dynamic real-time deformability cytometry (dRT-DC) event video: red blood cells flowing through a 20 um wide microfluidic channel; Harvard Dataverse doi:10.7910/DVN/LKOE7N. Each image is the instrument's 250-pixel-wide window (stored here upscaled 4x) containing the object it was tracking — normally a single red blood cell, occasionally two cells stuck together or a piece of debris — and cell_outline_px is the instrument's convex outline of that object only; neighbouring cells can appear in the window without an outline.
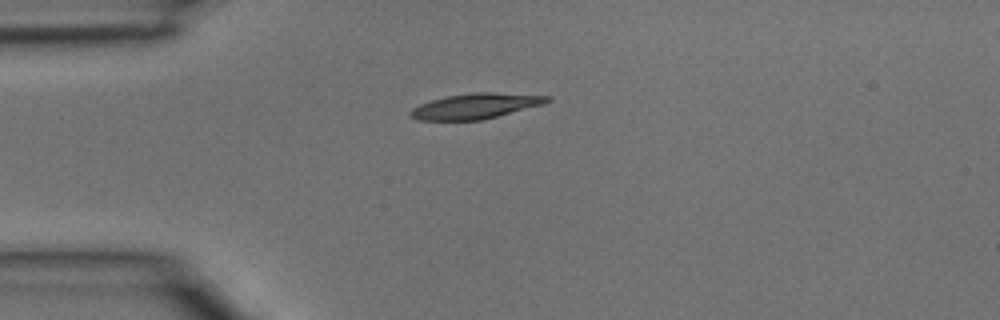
{"species": "common noctule bat (a hibernating species)", "species_latin": "Nyctalus noctula", "temperature_condition": "room temperature", "stored_images_in_passage": 1, "camera_frame_rate_fps": 3000, "um_per_image_px": 0.085, "animal": {"sex": "male", "body_mass_g": 15.6}, "frame": {"image": 1, "passage_image": 1, "time_ms": 0.0, "image_size_px": [1000, 320], "cell_outline_px": [[552, 100], [544, 104], [480, 120], [416, 120], [408, 116], [408, 112], [412, 108], [420, 104], [432, 100], [448, 96], [472, 92], [492, 92], [552, 96]], "centroid_in_image_um": [40.41, 9.01], "position_along_channel_um": 44.6, "area_um2": 20.17}}